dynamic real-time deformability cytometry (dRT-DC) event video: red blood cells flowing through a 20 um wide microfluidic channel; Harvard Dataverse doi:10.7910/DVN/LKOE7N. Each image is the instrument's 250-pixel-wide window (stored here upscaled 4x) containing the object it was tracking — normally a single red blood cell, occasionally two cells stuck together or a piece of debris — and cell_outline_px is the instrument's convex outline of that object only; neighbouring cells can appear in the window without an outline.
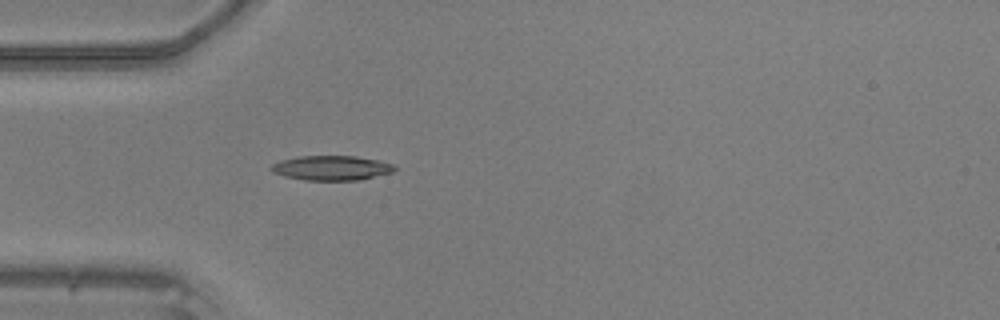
{"species": "common noctule bat (a hibernating species)", "species_latin": "Nyctalus noctula", "temperature_condition": "warm", "stored_images_in_passage": 35, "camera_frame_rate_fps": 3000, "um_per_image_px": 0.085, "animal": {"sex": "male", "body_mass_g": 20.5, "forearm_length_mm": 52.5}, "frame": {"image": 1, "passage_image": 1, "time_ms": 0.0, "image_size_px": [1000, 320], "cell_outline_px": [[396, 172], [360, 180], [304, 180], [284, 176], [272, 172], [268, 168], [272, 164], [280, 160], [296, 156], [356, 156], [380, 160], [392, 164], [396, 168]], "centroid_in_image_um": [28.18, 14.27], "position_along_channel_um": 56.8, "area_um2": 18.03}}
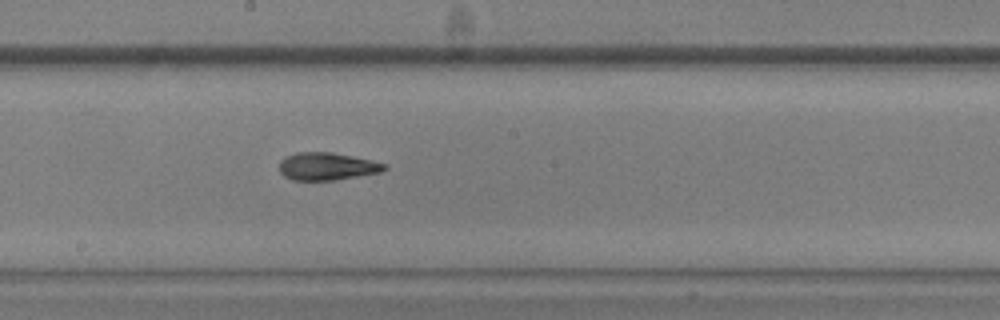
{"frame": {"image": 2, "passage_image": 13, "time_ms": 4.0, "image_size_px": [1000, 320], "cell_outline_px": [[388, 168], [380, 172], [336, 180], [292, 180], [284, 176], [280, 172], [280, 160], [284, 156], [296, 152], [332, 152], [372, 160], [388, 164]], "centroid_in_image_um": [27.79, 14.13], "position_along_channel_um": 220.4, "area_um2": 17.05}}
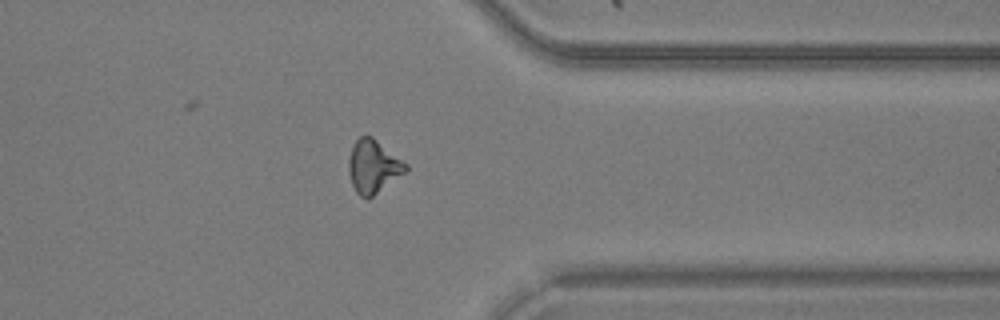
{"frame": {"image": 3, "passage_image": 25, "time_ms": 8.0, "image_size_px": [1000, 320], "cell_outline_px": [[408, 168], [404, 172], [368, 200], [360, 196], [356, 192], [352, 184], [348, 172], [348, 160], [352, 148], [356, 140], [360, 136], [372, 136], [408, 164]], "centroid_in_image_um": [31.7, 14.16], "position_along_channel_um": 379.7, "area_um2": 17.51}}